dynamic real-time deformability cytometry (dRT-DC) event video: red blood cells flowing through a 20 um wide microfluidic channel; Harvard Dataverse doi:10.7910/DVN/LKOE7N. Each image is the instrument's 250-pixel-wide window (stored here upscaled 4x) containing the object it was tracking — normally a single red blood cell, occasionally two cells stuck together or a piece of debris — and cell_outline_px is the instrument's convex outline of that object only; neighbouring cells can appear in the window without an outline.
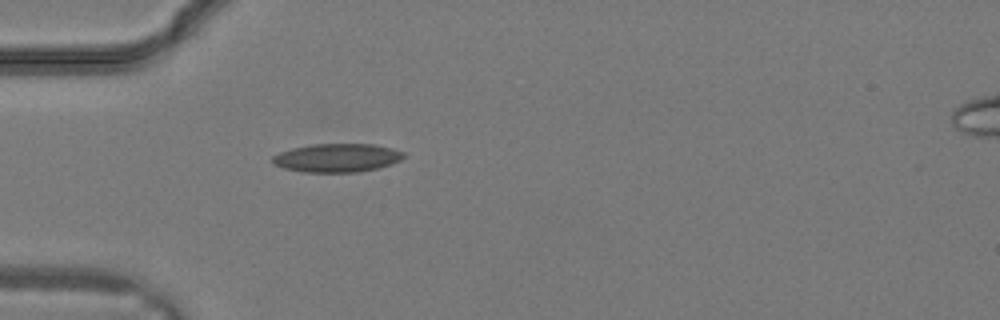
{"species": "common noctule bat (a hibernating species)", "species_latin": "Nyctalus noctula", "temperature_condition": "warm", "stored_images_in_passage": 9, "camera_frame_rate_fps": 3000, "um_per_image_px": 0.085, "animal": {"sex": "male", "body_mass_g": 19.2, "forearm_length_mm": 51.8}, "frame": {"image": 1, "passage_image": 1, "time_ms": 0.0, "image_size_px": [1000, 320], "cell_outline_px": [[404, 156], [400, 160], [392, 164], [376, 168], [356, 172], [304, 172], [284, 168], [276, 164], [272, 160], [272, 156], [280, 152], [292, 148], [312, 144], [372, 144], [392, 148], [404, 152]], "centroid_in_image_um": [28.65, 13.41], "position_along_channel_um": 56.3, "area_um2": 21.62}}
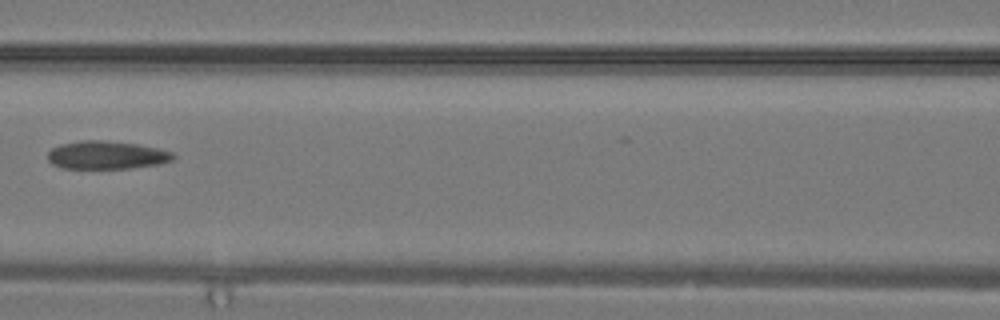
{"frame": {"image": 2, "passage_image": 6, "time_ms": 1.667, "image_size_px": [1000, 320], "cell_outline_px": [[176, 156], [172, 160], [160, 164], [132, 168], [60, 168], [52, 164], [48, 160], [48, 152], [52, 148], [60, 144], [84, 140], [100, 140], [140, 144], [172, 152]], "centroid_in_image_um": [9.06, 13.18], "position_along_channel_um": 157.5, "area_um2": 20.58}}
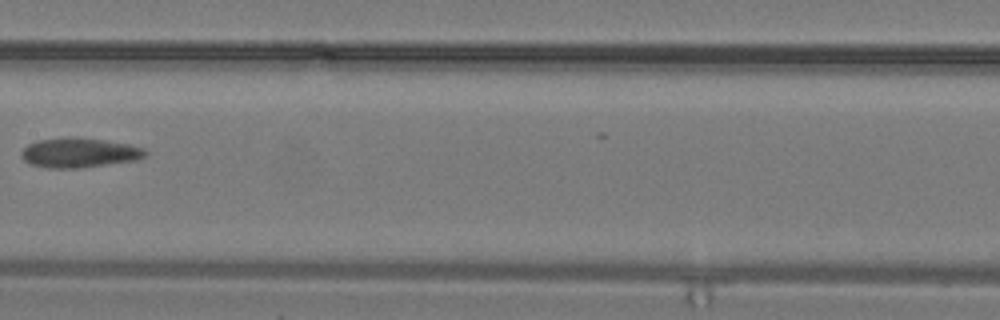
{"frame": {"image": 3, "passage_image": 8, "time_ms": 2.333, "image_size_px": [1000, 320], "cell_outline_px": [[148, 156], [140, 160], [80, 168], [48, 168], [28, 164], [20, 156], [20, 152], [28, 144], [40, 140], [104, 140], [128, 144], [144, 148], [148, 152]], "centroid_in_image_um": [6.79, 13.04], "position_along_channel_um": 200.6, "area_um2": 20.87}}